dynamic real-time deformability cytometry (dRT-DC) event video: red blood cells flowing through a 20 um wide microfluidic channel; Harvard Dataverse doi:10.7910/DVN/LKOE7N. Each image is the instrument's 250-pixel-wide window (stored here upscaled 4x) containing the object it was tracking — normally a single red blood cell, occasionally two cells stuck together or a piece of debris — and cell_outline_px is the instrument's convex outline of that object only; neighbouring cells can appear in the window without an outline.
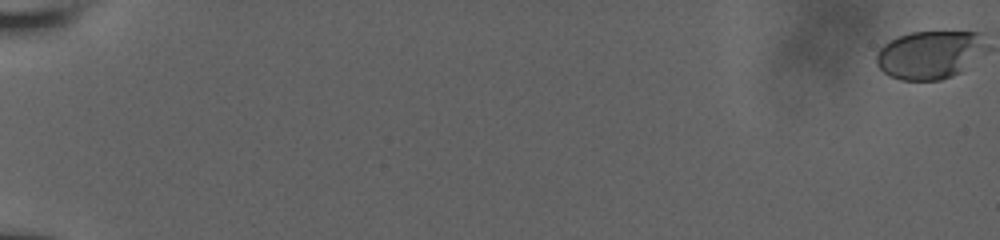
{"species": "human", "species_latin": "Homo sapiens", "temperature_condition": "room temperature", "stored_images_in_passage": 36, "camera_frame_rate_fps": 3000, "um_per_image_px": 0.085, "donor": {"sex": "male"}, "frame": {"image": 1, "passage_image": 1, "time_ms": 0.0, "image_size_px": [1000, 240], "cell_outline_px": [[980, 32], [960, 72], [952, 76], [940, 80], [900, 80], [884, 72], [876, 64], [876, 52], [884, 44], [900, 36], [912, 32]], "centroid_in_image_um": [78.71, 4.68], "position_along_channel_um": 6.3, "area_um2": 28.32}}
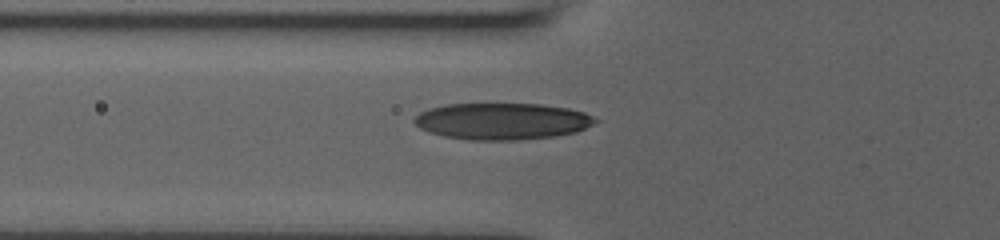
{"frame": {"image": 2, "passage_image": 26, "time_ms": 8.333, "image_size_px": [1000, 240], "cell_outline_px": [[600, 120], [576, 132], [552, 136], [520, 140], [468, 140], [444, 136], [420, 128], [412, 120], [420, 112], [428, 108], [448, 104], [540, 104], [568, 108], [584, 112]], "centroid_in_image_um": [42.67, 10.3], "position_along_channel_um": 83.1, "area_um2": 38.49}}
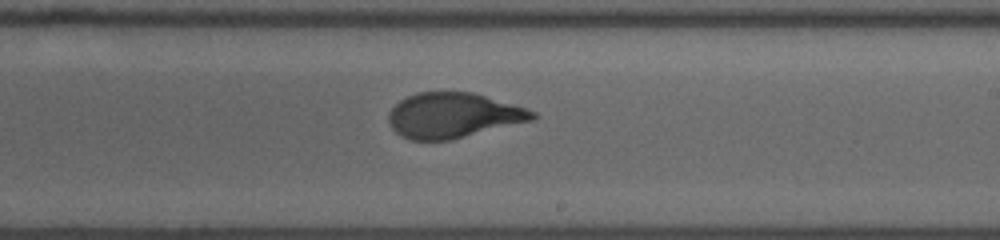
{"frame": {"image": 3, "passage_image": 36, "time_ms": 12.667, "image_size_px": [1000, 240], "cell_outline_px": [[540, 116], [532, 120], [448, 140], [412, 140], [400, 136], [392, 128], [388, 120], [388, 112], [400, 100], [416, 92], [472, 92], [524, 108], [536, 112]], "centroid_in_image_um": [38.48, 9.8], "position_along_channel_um": 250.5, "area_um2": 37.4}}